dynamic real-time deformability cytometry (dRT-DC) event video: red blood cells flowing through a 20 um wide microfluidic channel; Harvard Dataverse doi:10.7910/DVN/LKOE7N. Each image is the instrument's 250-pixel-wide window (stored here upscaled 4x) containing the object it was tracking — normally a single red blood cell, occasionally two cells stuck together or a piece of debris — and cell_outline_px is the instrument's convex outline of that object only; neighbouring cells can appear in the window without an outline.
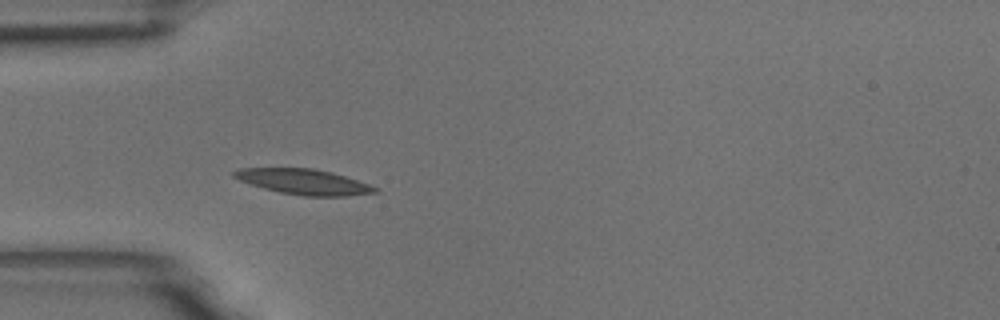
{"species": "common noctule bat (a hibernating species)", "species_latin": "Nyctalus noctula", "temperature_condition": "room temperature", "stored_images_in_passage": 57, "camera_frame_rate_fps": 3000, "um_per_image_px": 0.085, "animal": {"sex": "male", "body_mass_g": 18.8}, "frame": {"image": 1, "passage_image": 17, "time_ms": 5.333, "image_size_px": [1000, 320], "cell_outline_px": [[380, 192], [348, 196], [304, 196], [280, 192], [264, 188], [240, 180], [232, 176], [232, 172], [240, 168], [312, 168], [332, 172], [380, 188]], "centroid_in_image_um": [25.85, 15.45], "position_along_channel_um": 59.1, "area_um2": 20.75}}
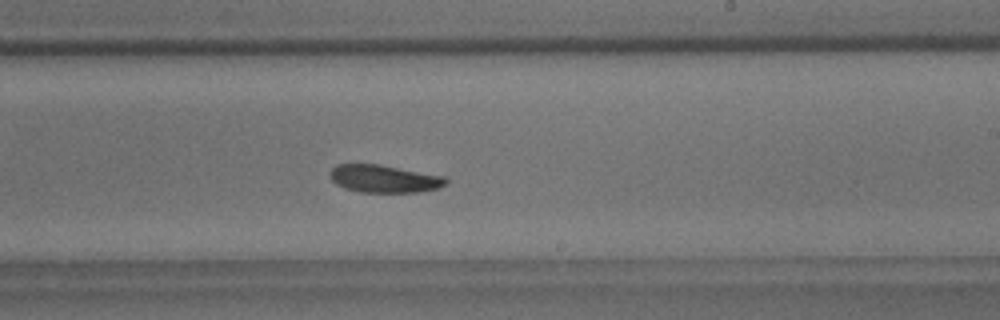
{"frame": {"image": 2, "passage_image": 34, "time_ms": 11.0, "image_size_px": [1000, 320], "cell_outline_px": [[448, 184], [436, 188], [420, 192], [360, 192], [344, 188], [336, 184], [332, 180], [332, 168], [336, 164], [380, 164], [448, 176]], "centroid_in_image_um": [32.72, 15.19], "position_along_channel_um": 256.3, "area_um2": 18.84}}
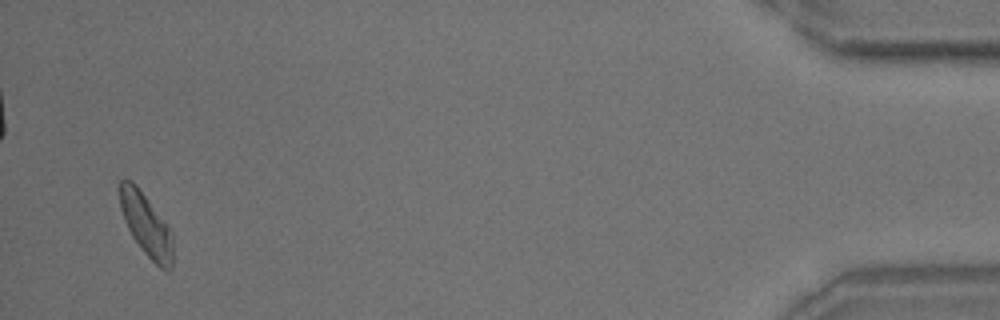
{"frame": {"image": 3, "passage_image": 55, "time_ms": 18.0, "image_size_px": [1000, 320], "cell_outline_px": [[172, 268], [168, 272], [160, 268], [140, 248], [132, 236], [124, 220], [120, 208], [120, 180], [132, 180], [136, 184], [172, 232]], "centroid_in_image_um": [12.42, 19.14], "position_along_channel_um": 422.8, "area_um2": 19.07}, "authors_computed_cell_mechanics": {"area_um2": 19.4208, "velocity_mm_per_s": 3.5403, "shape_relaxation_time_tau1_ms": 5.6946, "shape_relaxation_time_tau2_ms": null, "deformation_change_tau1": 0.1431, "deformation_change_tau2": null}}